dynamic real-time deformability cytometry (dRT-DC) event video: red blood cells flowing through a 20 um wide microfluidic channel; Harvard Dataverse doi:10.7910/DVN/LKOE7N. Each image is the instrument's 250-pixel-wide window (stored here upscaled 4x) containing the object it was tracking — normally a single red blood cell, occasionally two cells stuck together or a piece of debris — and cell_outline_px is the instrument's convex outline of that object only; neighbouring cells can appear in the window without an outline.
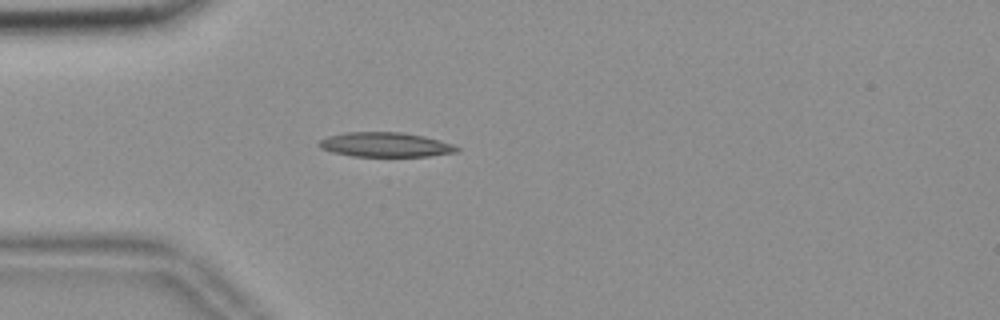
{"species": "common noctule bat (a hibernating species)", "species_latin": "Nyctalus noctula", "temperature_condition": "room temperature", "stored_images_in_passage": 45, "camera_frame_rate_fps": 3000, "um_per_image_px": 0.085, "animal": {"sex": "female", "body_mass_g": 18.4}, "frame": {"image": 1, "passage_image": 8, "time_ms": 2.333, "image_size_px": [1000, 320], "cell_outline_px": [[460, 152], [428, 156], [352, 156], [332, 152], [320, 148], [316, 144], [320, 140], [328, 136], [344, 132], [400, 132], [424, 136], [440, 140], [452, 144], [460, 148]], "centroid_in_image_um": [32.75, 12.29], "position_along_channel_um": 52.2, "area_um2": 19.83}}
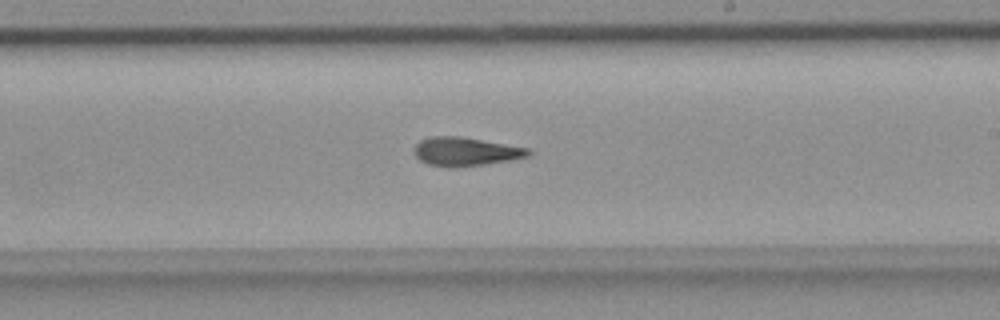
{"frame": {"image": 2, "passage_image": 25, "time_ms": 8.0, "image_size_px": [1000, 320], "cell_outline_px": [[532, 152], [528, 156], [508, 160], [484, 164], [456, 168], [448, 168], [428, 164], [420, 160], [416, 156], [416, 144], [420, 140], [428, 136], [460, 136], [528, 148]], "centroid_in_image_um": [39.55, 12.89], "position_along_channel_um": 249.5, "area_um2": 18.96}}
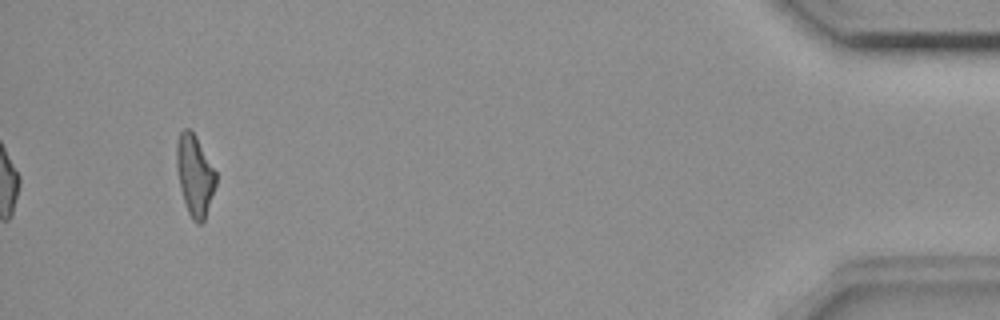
{"frame": {"image": 3, "passage_image": 45, "time_ms": 14.667, "image_size_px": [1000, 320], "cell_outline_px": [[216, 184], [204, 220], [200, 224], [196, 224], [192, 220], [188, 212], [180, 188], [176, 164], [176, 144], [180, 132], [184, 128], [188, 128], [196, 136], [216, 172]], "centroid_in_image_um": [16.54, 14.9], "position_along_channel_um": 418.7, "area_um2": 18.38}, "authors_computed_cell_mechanics": {"area_um2": 18.8428, "velocity_mm_per_s": 3.6481, "shape_relaxation_time_tau1_ms": null, "shape_relaxation_time_tau2_ms": 5.2051, "deformation_change_tau1": null, "deformation_change_tau2": 0.1537}}